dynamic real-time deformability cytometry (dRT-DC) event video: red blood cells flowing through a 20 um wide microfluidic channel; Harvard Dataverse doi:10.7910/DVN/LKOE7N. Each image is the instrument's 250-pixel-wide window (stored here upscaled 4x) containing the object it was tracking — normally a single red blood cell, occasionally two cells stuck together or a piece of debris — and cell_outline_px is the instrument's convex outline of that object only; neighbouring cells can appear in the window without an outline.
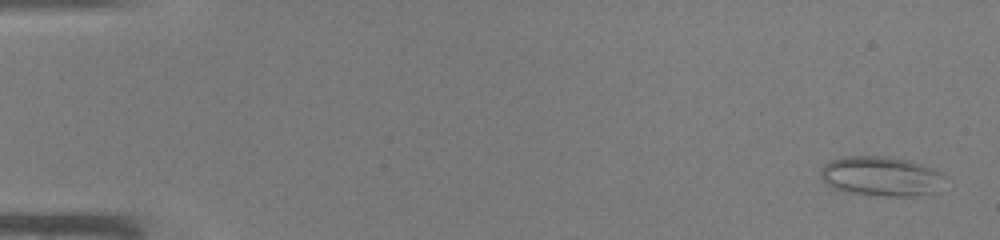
{"species": "common noctule bat (a hibernating species)", "species_latin": "Nyctalus noctula", "temperature_condition": "warm", "stored_images_in_passage": 45, "camera_frame_rate_fps": 3000, "um_per_image_px": 0.085, "animal": {"sex": "male", "body_mass_g": 19.0, "forearm_length_mm": 50.8}, "frame": {"image": 1, "passage_image": 2, "time_ms": 0.333, "image_size_px": [1000, 240], "cell_outline_px": [[944, 176], [936, 192], [912, 196], [880, 196], [844, 192], [832, 188], [824, 184], [820, 176], [820, 168], [824, 164], [832, 160], [844, 156], [884, 156], [908, 160], [932, 168], [940, 172]], "centroid_in_image_um": [74.81, 14.99], "position_along_channel_um": 10.2, "area_um2": 28.84}}
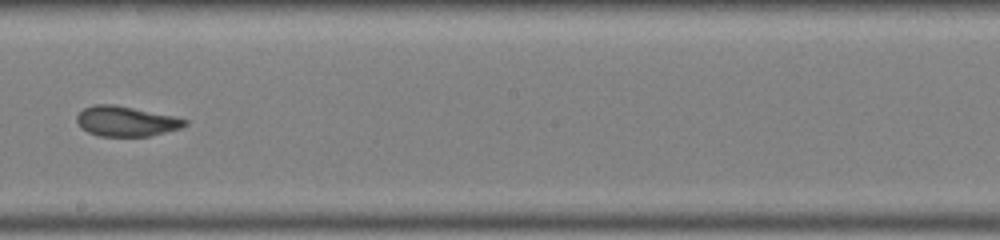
{"frame": {"image": 2, "passage_image": 27, "time_ms": 8.667, "image_size_px": [1000, 240], "cell_outline_px": [[188, 124], [180, 128], [148, 136], [100, 136], [88, 132], [80, 128], [76, 120], [76, 116], [84, 108], [96, 104], [116, 104], [172, 116], [188, 120]], "centroid_in_image_um": [10.68, 10.3], "position_along_channel_um": 237.5, "area_um2": 18.84}}
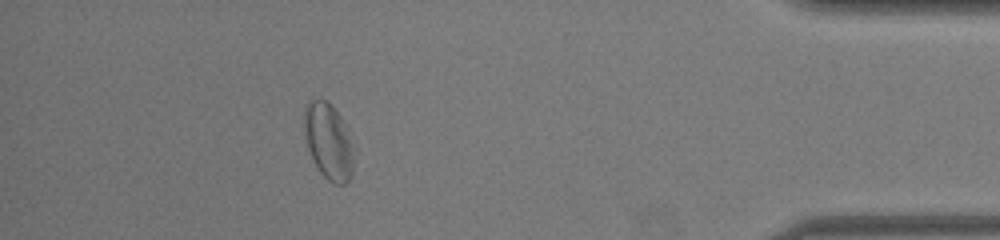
{"frame": {"image": 3, "passage_image": 41, "time_ms": 13.333, "image_size_px": [1000, 240], "cell_outline_px": [[356, 156], [352, 176], [344, 184], [332, 184], [316, 168], [312, 160], [308, 148], [304, 132], [304, 108], [312, 100], [324, 100], [340, 116], [356, 144]], "centroid_in_image_um": [27.98, 12.09], "position_along_channel_um": 407.2, "area_um2": 22.54}}